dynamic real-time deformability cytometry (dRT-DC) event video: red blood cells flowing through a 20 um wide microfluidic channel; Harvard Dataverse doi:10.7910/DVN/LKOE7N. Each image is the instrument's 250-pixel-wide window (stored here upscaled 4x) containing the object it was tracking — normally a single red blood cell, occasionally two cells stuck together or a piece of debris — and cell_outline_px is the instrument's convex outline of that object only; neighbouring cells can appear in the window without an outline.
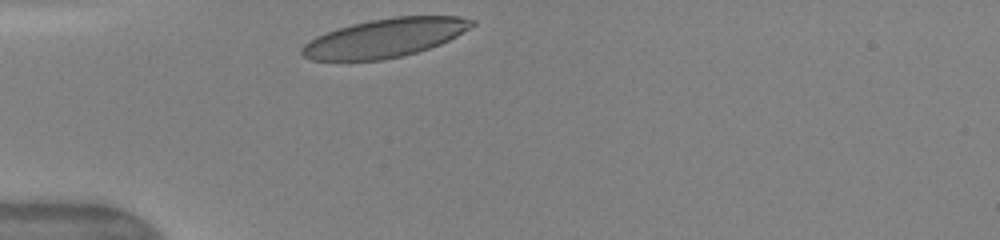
{"species": "human", "species_latin": "Homo sapiens", "temperature_condition": "warm", "stored_images_in_passage": 27, "camera_frame_rate_fps": 3000, "um_per_image_px": 0.085, "donor": {"sex": "female"}, "frame": {"image": 1, "passage_image": 1, "time_ms": 0.0, "image_size_px": [1000, 240], "cell_outline_px": [[476, 24], [456, 36], [440, 44], [404, 56], [380, 60], [312, 60], [304, 56], [300, 52], [300, 48], [308, 40], [316, 36], [352, 24], [372, 20], [396, 16], [460, 16], [476, 20]], "centroid_in_image_um": [32.73, 3.22], "position_along_channel_um": 52.3, "area_um2": 38.09}, "authors_computed_cell_mechanics": {"area_um2": 38.8994, "velocity_mm_per_s": 4.1438, "shape_relaxation_time_tau1_ms": 1.7376, "shape_relaxation_time_tau2_ms": null, "deformation_change_tau1": 0.1372, "deformation_change_tau2": null}}